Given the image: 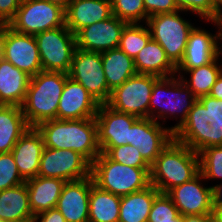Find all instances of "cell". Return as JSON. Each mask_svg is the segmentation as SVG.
I'll return each instance as SVG.
<instances>
[{
    "label": "cell",
    "mask_w": 222,
    "mask_h": 222,
    "mask_svg": "<svg viewBox=\"0 0 222 222\" xmlns=\"http://www.w3.org/2000/svg\"><path fill=\"white\" fill-rule=\"evenodd\" d=\"M221 73L222 60L219 56L204 66L189 70H176V75L180 77L197 99L210 94L212 86Z\"/></svg>",
    "instance_id": "29"
},
{
    "label": "cell",
    "mask_w": 222,
    "mask_h": 222,
    "mask_svg": "<svg viewBox=\"0 0 222 222\" xmlns=\"http://www.w3.org/2000/svg\"><path fill=\"white\" fill-rule=\"evenodd\" d=\"M68 77L67 73L54 71H40L31 77L25 101L21 106L30 127L57 119L60 97Z\"/></svg>",
    "instance_id": "5"
},
{
    "label": "cell",
    "mask_w": 222,
    "mask_h": 222,
    "mask_svg": "<svg viewBox=\"0 0 222 222\" xmlns=\"http://www.w3.org/2000/svg\"><path fill=\"white\" fill-rule=\"evenodd\" d=\"M137 74L153 75L159 78L176 75V67L167 58L161 45L152 38L134 59Z\"/></svg>",
    "instance_id": "25"
},
{
    "label": "cell",
    "mask_w": 222,
    "mask_h": 222,
    "mask_svg": "<svg viewBox=\"0 0 222 222\" xmlns=\"http://www.w3.org/2000/svg\"><path fill=\"white\" fill-rule=\"evenodd\" d=\"M25 180L21 177L13 154L0 153V191L23 184Z\"/></svg>",
    "instance_id": "37"
},
{
    "label": "cell",
    "mask_w": 222,
    "mask_h": 222,
    "mask_svg": "<svg viewBox=\"0 0 222 222\" xmlns=\"http://www.w3.org/2000/svg\"><path fill=\"white\" fill-rule=\"evenodd\" d=\"M187 14L190 17L193 16V20H195V17L197 18L193 14L177 10L172 13L157 14L148 17L146 22L151 32V38L161 45L167 58L175 67L183 59L189 35L196 26V22L202 21L198 18L194 23Z\"/></svg>",
    "instance_id": "6"
},
{
    "label": "cell",
    "mask_w": 222,
    "mask_h": 222,
    "mask_svg": "<svg viewBox=\"0 0 222 222\" xmlns=\"http://www.w3.org/2000/svg\"><path fill=\"white\" fill-rule=\"evenodd\" d=\"M46 1L57 4L62 8L66 9L72 0H46Z\"/></svg>",
    "instance_id": "47"
},
{
    "label": "cell",
    "mask_w": 222,
    "mask_h": 222,
    "mask_svg": "<svg viewBox=\"0 0 222 222\" xmlns=\"http://www.w3.org/2000/svg\"><path fill=\"white\" fill-rule=\"evenodd\" d=\"M91 177L99 188L121 197L148 187L150 168L123 165L101 153L91 164Z\"/></svg>",
    "instance_id": "7"
},
{
    "label": "cell",
    "mask_w": 222,
    "mask_h": 222,
    "mask_svg": "<svg viewBox=\"0 0 222 222\" xmlns=\"http://www.w3.org/2000/svg\"><path fill=\"white\" fill-rule=\"evenodd\" d=\"M213 222H222V207H214Z\"/></svg>",
    "instance_id": "46"
},
{
    "label": "cell",
    "mask_w": 222,
    "mask_h": 222,
    "mask_svg": "<svg viewBox=\"0 0 222 222\" xmlns=\"http://www.w3.org/2000/svg\"><path fill=\"white\" fill-rule=\"evenodd\" d=\"M35 128L42 135L47 148L73 150L91 164L101 154L95 117L79 120L52 119Z\"/></svg>",
    "instance_id": "2"
},
{
    "label": "cell",
    "mask_w": 222,
    "mask_h": 222,
    "mask_svg": "<svg viewBox=\"0 0 222 222\" xmlns=\"http://www.w3.org/2000/svg\"><path fill=\"white\" fill-rule=\"evenodd\" d=\"M182 215L167 193H159L152 204L148 222H179Z\"/></svg>",
    "instance_id": "35"
},
{
    "label": "cell",
    "mask_w": 222,
    "mask_h": 222,
    "mask_svg": "<svg viewBox=\"0 0 222 222\" xmlns=\"http://www.w3.org/2000/svg\"><path fill=\"white\" fill-rule=\"evenodd\" d=\"M111 16V0H72L65 9V25L75 35L80 29Z\"/></svg>",
    "instance_id": "22"
},
{
    "label": "cell",
    "mask_w": 222,
    "mask_h": 222,
    "mask_svg": "<svg viewBox=\"0 0 222 222\" xmlns=\"http://www.w3.org/2000/svg\"><path fill=\"white\" fill-rule=\"evenodd\" d=\"M159 77L136 74L111 91L106 105L115 111L138 118H149L150 97Z\"/></svg>",
    "instance_id": "10"
},
{
    "label": "cell",
    "mask_w": 222,
    "mask_h": 222,
    "mask_svg": "<svg viewBox=\"0 0 222 222\" xmlns=\"http://www.w3.org/2000/svg\"><path fill=\"white\" fill-rule=\"evenodd\" d=\"M21 0H0V24H7L15 17Z\"/></svg>",
    "instance_id": "40"
},
{
    "label": "cell",
    "mask_w": 222,
    "mask_h": 222,
    "mask_svg": "<svg viewBox=\"0 0 222 222\" xmlns=\"http://www.w3.org/2000/svg\"><path fill=\"white\" fill-rule=\"evenodd\" d=\"M101 57L108 89L110 91L137 74L134 60L120 48L104 51L101 53Z\"/></svg>",
    "instance_id": "30"
},
{
    "label": "cell",
    "mask_w": 222,
    "mask_h": 222,
    "mask_svg": "<svg viewBox=\"0 0 222 222\" xmlns=\"http://www.w3.org/2000/svg\"><path fill=\"white\" fill-rule=\"evenodd\" d=\"M181 222H213L212 214H191L182 216Z\"/></svg>",
    "instance_id": "42"
},
{
    "label": "cell",
    "mask_w": 222,
    "mask_h": 222,
    "mask_svg": "<svg viewBox=\"0 0 222 222\" xmlns=\"http://www.w3.org/2000/svg\"><path fill=\"white\" fill-rule=\"evenodd\" d=\"M4 24H0V60L3 58Z\"/></svg>",
    "instance_id": "48"
},
{
    "label": "cell",
    "mask_w": 222,
    "mask_h": 222,
    "mask_svg": "<svg viewBox=\"0 0 222 222\" xmlns=\"http://www.w3.org/2000/svg\"><path fill=\"white\" fill-rule=\"evenodd\" d=\"M42 71L69 73L76 50L75 35L66 25L35 35Z\"/></svg>",
    "instance_id": "9"
},
{
    "label": "cell",
    "mask_w": 222,
    "mask_h": 222,
    "mask_svg": "<svg viewBox=\"0 0 222 222\" xmlns=\"http://www.w3.org/2000/svg\"><path fill=\"white\" fill-rule=\"evenodd\" d=\"M198 154L200 173L208 183L211 180L210 186L214 189L222 183V145L209 146ZM213 181L218 184H212Z\"/></svg>",
    "instance_id": "33"
},
{
    "label": "cell",
    "mask_w": 222,
    "mask_h": 222,
    "mask_svg": "<svg viewBox=\"0 0 222 222\" xmlns=\"http://www.w3.org/2000/svg\"><path fill=\"white\" fill-rule=\"evenodd\" d=\"M173 139L170 128L150 118H138L130 127L129 145L138 148L150 165Z\"/></svg>",
    "instance_id": "16"
},
{
    "label": "cell",
    "mask_w": 222,
    "mask_h": 222,
    "mask_svg": "<svg viewBox=\"0 0 222 222\" xmlns=\"http://www.w3.org/2000/svg\"><path fill=\"white\" fill-rule=\"evenodd\" d=\"M31 76L5 59L0 60V105L21 107Z\"/></svg>",
    "instance_id": "23"
},
{
    "label": "cell",
    "mask_w": 222,
    "mask_h": 222,
    "mask_svg": "<svg viewBox=\"0 0 222 222\" xmlns=\"http://www.w3.org/2000/svg\"><path fill=\"white\" fill-rule=\"evenodd\" d=\"M0 222H10V221H6V220H1V219H0Z\"/></svg>",
    "instance_id": "50"
},
{
    "label": "cell",
    "mask_w": 222,
    "mask_h": 222,
    "mask_svg": "<svg viewBox=\"0 0 222 222\" xmlns=\"http://www.w3.org/2000/svg\"><path fill=\"white\" fill-rule=\"evenodd\" d=\"M38 176L59 178L66 182L81 180L91 176V163L73 150L45 147L40 159Z\"/></svg>",
    "instance_id": "12"
},
{
    "label": "cell",
    "mask_w": 222,
    "mask_h": 222,
    "mask_svg": "<svg viewBox=\"0 0 222 222\" xmlns=\"http://www.w3.org/2000/svg\"><path fill=\"white\" fill-rule=\"evenodd\" d=\"M68 75L83 85L100 105L109 100L111 91L108 89L100 52L76 48Z\"/></svg>",
    "instance_id": "11"
},
{
    "label": "cell",
    "mask_w": 222,
    "mask_h": 222,
    "mask_svg": "<svg viewBox=\"0 0 222 222\" xmlns=\"http://www.w3.org/2000/svg\"><path fill=\"white\" fill-rule=\"evenodd\" d=\"M29 194V205L33 215L56 208L65 180L52 177H40L25 181Z\"/></svg>",
    "instance_id": "24"
},
{
    "label": "cell",
    "mask_w": 222,
    "mask_h": 222,
    "mask_svg": "<svg viewBox=\"0 0 222 222\" xmlns=\"http://www.w3.org/2000/svg\"><path fill=\"white\" fill-rule=\"evenodd\" d=\"M105 154L111 159L123 165L134 168H150V164L142 157L138 148L132 145L110 147Z\"/></svg>",
    "instance_id": "36"
},
{
    "label": "cell",
    "mask_w": 222,
    "mask_h": 222,
    "mask_svg": "<svg viewBox=\"0 0 222 222\" xmlns=\"http://www.w3.org/2000/svg\"><path fill=\"white\" fill-rule=\"evenodd\" d=\"M167 194L182 216L213 214V188L208 185L200 172L190 181L174 187Z\"/></svg>",
    "instance_id": "14"
},
{
    "label": "cell",
    "mask_w": 222,
    "mask_h": 222,
    "mask_svg": "<svg viewBox=\"0 0 222 222\" xmlns=\"http://www.w3.org/2000/svg\"><path fill=\"white\" fill-rule=\"evenodd\" d=\"M196 101L197 98L178 75L159 78L152 88L149 118L174 132L187 119ZM171 119L176 124L169 126L167 120Z\"/></svg>",
    "instance_id": "3"
},
{
    "label": "cell",
    "mask_w": 222,
    "mask_h": 222,
    "mask_svg": "<svg viewBox=\"0 0 222 222\" xmlns=\"http://www.w3.org/2000/svg\"><path fill=\"white\" fill-rule=\"evenodd\" d=\"M121 197L94 184L89 195L88 222H118Z\"/></svg>",
    "instance_id": "31"
},
{
    "label": "cell",
    "mask_w": 222,
    "mask_h": 222,
    "mask_svg": "<svg viewBox=\"0 0 222 222\" xmlns=\"http://www.w3.org/2000/svg\"><path fill=\"white\" fill-rule=\"evenodd\" d=\"M218 28L219 57L222 59V12L214 19Z\"/></svg>",
    "instance_id": "44"
},
{
    "label": "cell",
    "mask_w": 222,
    "mask_h": 222,
    "mask_svg": "<svg viewBox=\"0 0 222 222\" xmlns=\"http://www.w3.org/2000/svg\"><path fill=\"white\" fill-rule=\"evenodd\" d=\"M91 187V176L64 184L56 208L66 222H88Z\"/></svg>",
    "instance_id": "20"
},
{
    "label": "cell",
    "mask_w": 222,
    "mask_h": 222,
    "mask_svg": "<svg viewBox=\"0 0 222 222\" xmlns=\"http://www.w3.org/2000/svg\"><path fill=\"white\" fill-rule=\"evenodd\" d=\"M150 39L151 32L146 23L126 24L122 30L118 48L134 60Z\"/></svg>",
    "instance_id": "32"
},
{
    "label": "cell",
    "mask_w": 222,
    "mask_h": 222,
    "mask_svg": "<svg viewBox=\"0 0 222 222\" xmlns=\"http://www.w3.org/2000/svg\"><path fill=\"white\" fill-rule=\"evenodd\" d=\"M127 23L112 15L80 29L76 34V47L83 51L104 52L118 48L122 30Z\"/></svg>",
    "instance_id": "18"
},
{
    "label": "cell",
    "mask_w": 222,
    "mask_h": 222,
    "mask_svg": "<svg viewBox=\"0 0 222 222\" xmlns=\"http://www.w3.org/2000/svg\"><path fill=\"white\" fill-rule=\"evenodd\" d=\"M44 148L42 135L35 127H30L11 150L17 169L25 181L38 176Z\"/></svg>",
    "instance_id": "21"
},
{
    "label": "cell",
    "mask_w": 222,
    "mask_h": 222,
    "mask_svg": "<svg viewBox=\"0 0 222 222\" xmlns=\"http://www.w3.org/2000/svg\"><path fill=\"white\" fill-rule=\"evenodd\" d=\"M201 22H199L200 24L197 23L191 31L183 59L176 67V70H189L204 66L219 56L218 28L216 22L214 20H202ZM203 23L212 24L213 29L210 28L211 30H208L206 27L209 26L204 25L203 27Z\"/></svg>",
    "instance_id": "13"
},
{
    "label": "cell",
    "mask_w": 222,
    "mask_h": 222,
    "mask_svg": "<svg viewBox=\"0 0 222 222\" xmlns=\"http://www.w3.org/2000/svg\"><path fill=\"white\" fill-rule=\"evenodd\" d=\"M159 190L150 184L148 187L121 196L118 222H148L153 201Z\"/></svg>",
    "instance_id": "27"
},
{
    "label": "cell",
    "mask_w": 222,
    "mask_h": 222,
    "mask_svg": "<svg viewBox=\"0 0 222 222\" xmlns=\"http://www.w3.org/2000/svg\"><path fill=\"white\" fill-rule=\"evenodd\" d=\"M209 95L218 100H222V73L217 78L216 83L212 86V89Z\"/></svg>",
    "instance_id": "43"
},
{
    "label": "cell",
    "mask_w": 222,
    "mask_h": 222,
    "mask_svg": "<svg viewBox=\"0 0 222 222\" xmlns=\"http://www.w3.org/2000/svg\"><path fill=\"white\" fill-rule=\"evenodd\" d=\"M3 59L29 76L42 71L39 49L34 35L22 34L4 24Z\"/></svg>",
    "instance_id": "15"
},
{
    "label": "cell",
    "mask_w": 222,
    "mask_h": 222,
    "mask_svg": "<svg viewBox=\"0 0 222 222\" xmlns=\"http://www.w3.org/2000/svg\"><path fill=\"white\" fill-rule=\"evenodd\" d=\"M30 128L21 107L0 105V153H8Z\"/></svg>",
    "instance_id": "28"
},
{
    "label": "cell",
    "mask_w": 222,
    "mask_h": 222,
    "mask_svg": "<svg viewBox=\"0 0 222 222\" xmlns=\"http://www.w3.org/2000/svg\"><path fill=\"white\" fill-rule=\"evenodd\" d=\"M33 222H66V220L57 208H52L37 214Z\"/></svg>",
    "instance_id": "41"
},
{
    "label": "cell",
    "mask_w": 222,
    "mask_h": 222,
    "mask_svg": "<svg viewBox=\"0 0 222 222\" xmlns=\"http://www.w3.org/2000/svg\"><path fill=\"white\" fill-rule=\"evenodd\" d=\"M65 25V9L46 0H21L15 17L8 23L14 31L36 35Z\"/></svg>",
    "instance_id": "8"
},
{
    "label": "cell",
    "mask_w": 222,
    "mask_h": 222,
    "mask_svg": "<svg viewBox=\"0 0 222 222\" xmlns=\"http://www.w3.org/2000/svg\"><path fill=\"white\" fill-rule=\"evenodd\" d=\"M178 9L193 14L201 20H214L213 0H175Z\"/></svg>",
    "instance_id": "38"
},
{
    "label": "cell",
    "mask_w": 222,
    "mask_h": 222,
    "mask_svg": "<svg viewBox=\"0 0 222 222\" xmlns=\"http://www.w3.org/2000/svg\"><path fill=\"white\" fill-rule=\"evenodd\" d=\"M99 105L83 85L68 77L60 97L57 119L79 120L94 118Z\"/></svg>",
    "instance_id": "19"
},
{
    "label": "cell",
    "mask_w": 222,
    "mask_h": 222,
    "mask_svg": "<svg viewBox=\"0 0 222 222\" xmlns=\"http://www.w3.org/2000/svg\"><path fill=\"white\" fill-rule=\"evenodd\" d=\"M174 139L197 153L222 145V100L210 95L199 97L187 119L174 131Z\"/></svg>",
    "instance_id": "1"
},
{
    "label": "cell",
    "mask_w": 222,
    "mask_h": 222,
    "mask_svg": "<svg viewBox=\"0 0 222 222\" xmlns=\"http://www.w3.org/2000/svg\"><path fill=\"white\" fill-rule=\"evenodd\" d=\"M95 119L100 152L105 153L110 147L129 145L130 127L138 117L115 111L106 104H101Z\"/></svg>",
    "instance_id": "17"
},
{
    "label": "cell",
    "mask_w": 222,
    "mask_h": 222,
    "mask_svg": "<svg viewBox=\"0 0 222 222\" xmlns=\"http://www.w3.org/2000/svg\"><path fill=\"white\" fill-rule=\"evenodd\" d=\"M213 4L215 7V18L219 13L222 12V0H213Z\"/></svg>",
    "instance_id": "49"
},
{
    "label": "cell",
    "mask_w": 222,
    "mask_h": 222,
    "mask_svg": "<svg viewBox=\"0 0 222 222\" xmlns=\"http://www.w3.org/2000/svg\"><path fill=\"white\" fill-rule=\"evenodd\" d=\"M112 15L126 22L146 23L144 0H111Z\"/></svg>",
    "instance_id": "34"
},
{
    "label": "cell",
    "mask_w": 222,
    "mask_h": 222,
    "mask_svg": "<svg viewBox=\"0 0 222 222\" xmlns=\"http://www.w3.org/2000/svg\"><path fill=\"white\" fill-rule=\"evenodd\" d=\"M26 182L0 191V219L10 222H33Z\"/></svg>",
    "instance_id": "26"
},
{
    "label": "cell",
    "mask_w": 222,
    "mask_h": 222,
    "mask_svg": "<svg viewBox=\"0 0 222 222\" xmlns=\"http://www.w3.org/2000/svg\"><path fill=\"white\" fill-rule=\"evenodd\" d=\"M144 7L146 10V22L148 17L179 10L175 0H144Z\"/></svg>",
    "instance_id": "39"
},
{
    "label": "cell",
    "mask_w": 222,
    "mask_h": 222,
    "mask_svg": "<svg viewBox=\"0 0 222 222\" xmlns=\"http://www.w3.org/2000/svg\"><path fill=\"white\" fill-rule=\"evenodd\" d=\"M199 172V154L173 139L151 164L150 184L160 193H168Z\"/></svg>",
    "instance_id": "4"
},
{
    "label": "cell",
    "mask_w": 222,
    "mask_h": 222,
    "mask_svg": "<svg viewBox=\"0 0 222 222\" xmlns=\"http://www.w3.org/2000/svg\"><path fill=\"white\" fill-rule=\"evenodd\" d=\"M214 207H222V183L213 189Z\"/></svg>",
    "instance_id": "45"
}]
</instances>
